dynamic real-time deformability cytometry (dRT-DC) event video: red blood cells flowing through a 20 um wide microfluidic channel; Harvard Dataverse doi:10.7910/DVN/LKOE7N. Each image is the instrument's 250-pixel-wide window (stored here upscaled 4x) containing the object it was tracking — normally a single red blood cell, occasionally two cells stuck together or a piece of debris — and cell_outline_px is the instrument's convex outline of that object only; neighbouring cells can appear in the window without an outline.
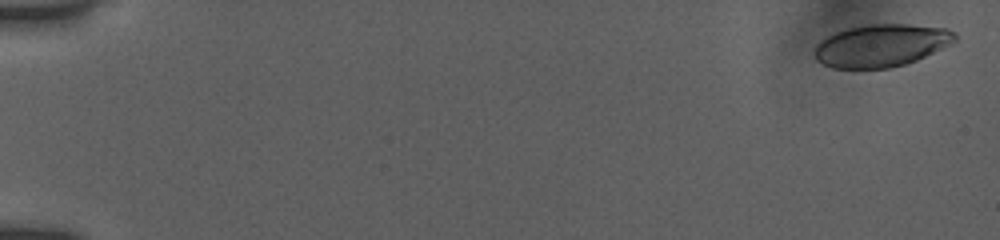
{"species": "human", "species_latin": "Homo sapiens", "temperature_condition": "room temperature", "stored_images_in_passage": 20, "camera_frame_rate_fps": 3000, "um_per_image_px": 0.085, "donor": {"sex": "female"}, "frame": {"image": 1, "passage_image": 1, "time_ms": 0.0, "image_size_px": [1000, 240], "cell_outline_px": [[956, 40], [916, 60], [904, 64], [888, 68], [832, 68], [816, 60], [816, 44], [828, 36], [836, 32], [848, 28], [868, 24], [908, 24], [948, 28], [956, 32]], "centroid_in_image_um": [74.91, 3.85], "position_along_channel_um": 10.1, "area_um2": 34.39}}
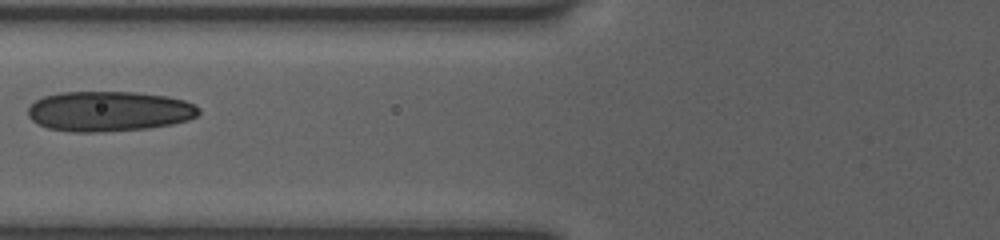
{"frame": {"image": 2, "passage_image": 11, "time_ms": 7.333, "image_size_px": [1000, 240], "cell_outline_px": [[200, 112], [196, 116], [188, 120], [172, 124], [148, 128], [100, 132], [72, 132], [48, 128], [32, 120], [28, 116], [28, 108], [36, 100], [44, 96], [60, 92], [136, 92], [168, 96], [184, 100], [200, 108]], "centroid_in_image_um": [9.27, 9.45], "position_along_channel_um": 116.5, "area_um2": 40.0}}
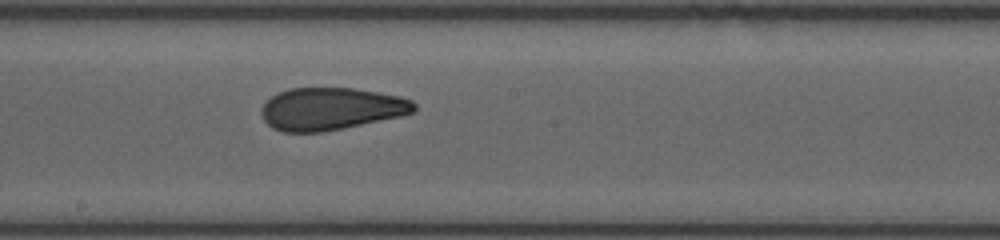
{"frame": {"image": 3, "passage_image": 20, "time_ms": 10.0, "image_size_px": [1000, 240], "cell_outline_px": [[416, 108], [412, 112], [400, 116], [320, 132], [284, 132], [272, 128], [264, 120], [260, 112], [260, 108], [272, 96], [288, 88], [352, 88], [400, 96], [412, 100], [416, 104]], "centroid_in_image_um": [28.1, 9.24], "position_along_channel_um": 220.1, "area_um2": 37.34}}